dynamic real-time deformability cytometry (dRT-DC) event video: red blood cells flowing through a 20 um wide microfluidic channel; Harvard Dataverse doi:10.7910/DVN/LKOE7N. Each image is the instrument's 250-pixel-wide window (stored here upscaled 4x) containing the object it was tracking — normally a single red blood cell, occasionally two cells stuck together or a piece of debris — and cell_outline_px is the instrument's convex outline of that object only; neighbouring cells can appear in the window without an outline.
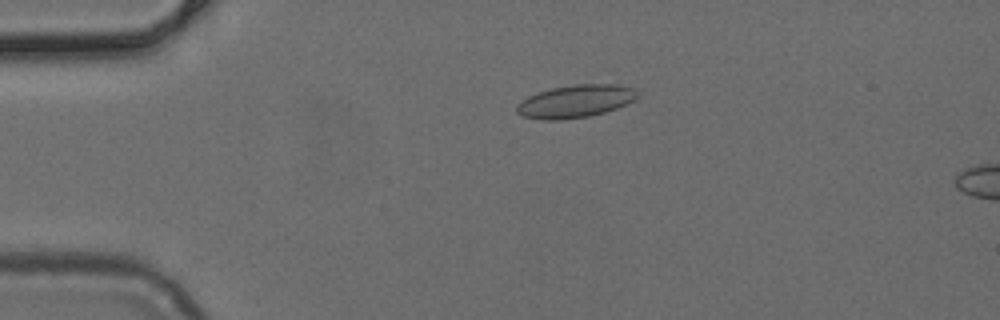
{"species": "common noctule bat (a hibernating species)", "species_latin": "Nyctalus noctula", "temperature_condition": "cold", "stored_images_in_passage": 15, "camera_frame_rate_fps": 3000, "um_per_image_px": 0.085, "animal": {"sex": "female", "body_mass_g": 24.6, "forearm_length_mm": 56.2}, "frame": {"image": 1, "passage_image": 11, "time_ms": 3.333, "image_size_px": [1000, 320], "cell_outline_px": [[640, 96], [636, 100], [616, 108], [604, 112], [588, 116], [560, 120], [540, 120], [524, 116], [516, 112], [516, 104], [528, 96], [536, 92], [552, 88], [576, 84], [616, 84], [636, 88], [640, 92]], "centroid_in_image_um": [48.94, 8.6], "position_along_channel_um": 36.1, "area_um2": 23.29}}